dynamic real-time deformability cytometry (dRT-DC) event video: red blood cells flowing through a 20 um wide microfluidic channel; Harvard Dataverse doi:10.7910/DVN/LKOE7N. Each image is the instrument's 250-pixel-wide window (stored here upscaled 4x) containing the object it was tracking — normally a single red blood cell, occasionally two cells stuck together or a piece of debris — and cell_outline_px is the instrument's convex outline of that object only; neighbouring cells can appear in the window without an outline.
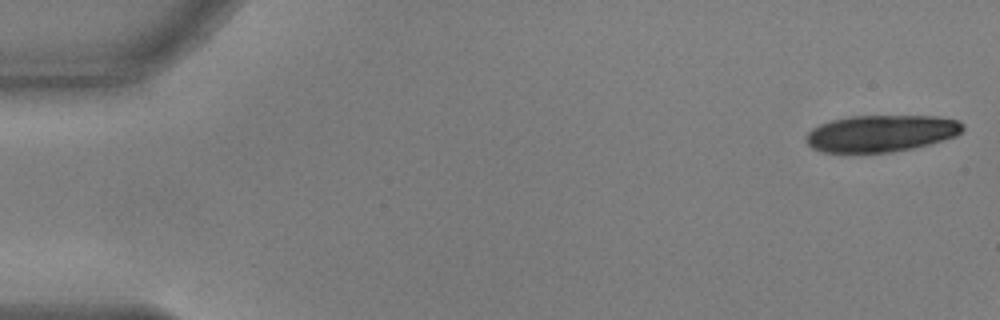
{"species": "common noctule bat (a hibernating species)", "species_latin": "Nyctalus noctula", "temperature_condition": "warm", "stored_images_in_passage": 8, "camera_frame_rate_fps": 3000, "um_per_image_px": 0.085, "animal": {"sex": "male", "body_mass_g": 17.9, "forearm_length_mm": 54.2}, "frame": {"image": 1, "passage_image": 1, "time_ms": 0.0, "image_size_px": [1000, 320], "cell_outline_px": [[964, 128], [956, 136], [944, 140], [912, 148], [892, 152], [824, 152], [812, 148], [804, 140], [804, 136], [812, 128], [820, 124], [832, 120], [848, 116], [936, 116], [960, 120], [964, 124]], "centroid_in_image_um": [74.89, 11.33], "position_along_channel_um": 10.1, "area_um2": 33.7}}